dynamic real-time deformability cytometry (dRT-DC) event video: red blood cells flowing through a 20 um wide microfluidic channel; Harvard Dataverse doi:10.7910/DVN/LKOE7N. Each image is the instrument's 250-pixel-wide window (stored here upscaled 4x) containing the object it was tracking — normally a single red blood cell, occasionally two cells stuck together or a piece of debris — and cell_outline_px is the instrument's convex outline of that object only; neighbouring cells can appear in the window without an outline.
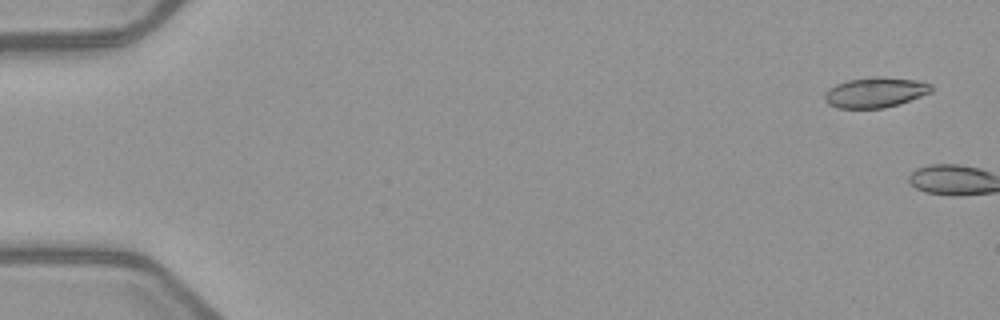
{"species": "common noctule bat (a hibernating species)", "species_latin": "Nyctalus noctula", "temperature_condition": "warm", "stored_images_in_passage": 5, "camera_frame_rate_fps": 3000, "um_per_image_px": 0.085, "animal": {"sex": "female", "body_mass_g": 21.9}, "frame": {"image": 1, "passage_image": 1, "time_ms": 0.0, "image_size_px": [1000, 320], "cell_outline_px": [[932, 92], [900, 104], [884, 108], [836, 108], [828, 104], [824, 100], [824, 92], [828, 88], [836, 84], [848, 80], [872, 76], [876, 76], [916, 80], [932, 84]], "centroid_in_image_um": [74.38, 7.85], "position_along_channel_um": 10.6, "area_um2": 19.02}}
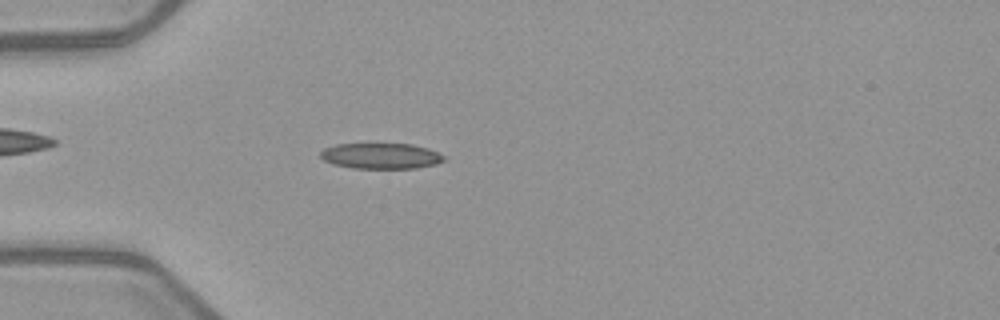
{"frame": {"image": 2, "passage_image": 5, "time_ms": 5.667, "image_size_px": [1000, 320], "cell_outline_px": [[448, 160], [436, 164], [416, 168], [352, 168], [332, 164], [324, 160], [320, 156], [320, 152], [324, 148], [336, 144], [412, 144], [428, 148], [448, 156]], "centroid_in_image_um": [32.43, 13.25], "position_along_channel_um": 52.6, "area_um2": 18.73}}